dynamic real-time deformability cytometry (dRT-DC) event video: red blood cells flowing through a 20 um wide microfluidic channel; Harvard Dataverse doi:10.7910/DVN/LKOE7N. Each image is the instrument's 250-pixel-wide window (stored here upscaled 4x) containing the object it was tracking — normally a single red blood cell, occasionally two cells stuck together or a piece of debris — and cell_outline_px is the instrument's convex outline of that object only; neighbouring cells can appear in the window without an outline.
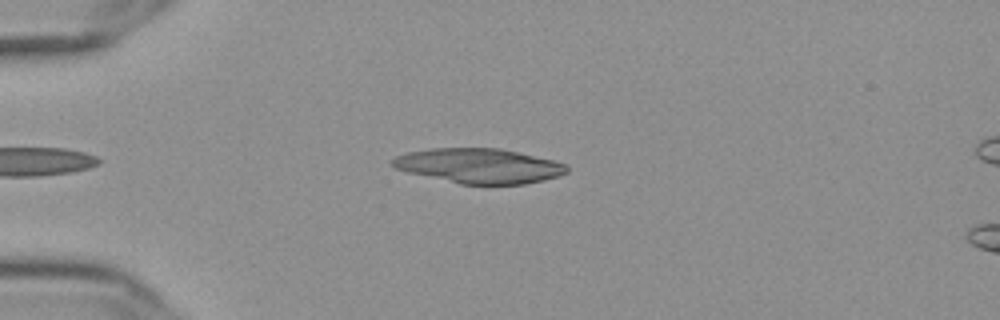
{"species": "Egyptian fruit bat (a non-hibernating species)", "species_latin": "Rousettus aegyptiacus", "temperature_condition": "cold", "stored_images_in_passage": 43, "camera_frame_rate_fps": 3000, "um_per_image_px": 0.085, "frame": {"image": 1, "passage_image": 2, "time_ms": 0.333, "image_size_px": [1000, 320], "cell_outline_px": [[568, 172], [544, 180], [524, 184], [460, 184], [408, 172], [396, 168], [392, 164], [392, 160], [396, 156], [408, 152], [432, 148], [500, 148], [552, 160], [568, 164]], "centroid_in_image_um": [40.73, 14.09], "position_along_channel_um": 44.3, "area_um2": 35.08}}